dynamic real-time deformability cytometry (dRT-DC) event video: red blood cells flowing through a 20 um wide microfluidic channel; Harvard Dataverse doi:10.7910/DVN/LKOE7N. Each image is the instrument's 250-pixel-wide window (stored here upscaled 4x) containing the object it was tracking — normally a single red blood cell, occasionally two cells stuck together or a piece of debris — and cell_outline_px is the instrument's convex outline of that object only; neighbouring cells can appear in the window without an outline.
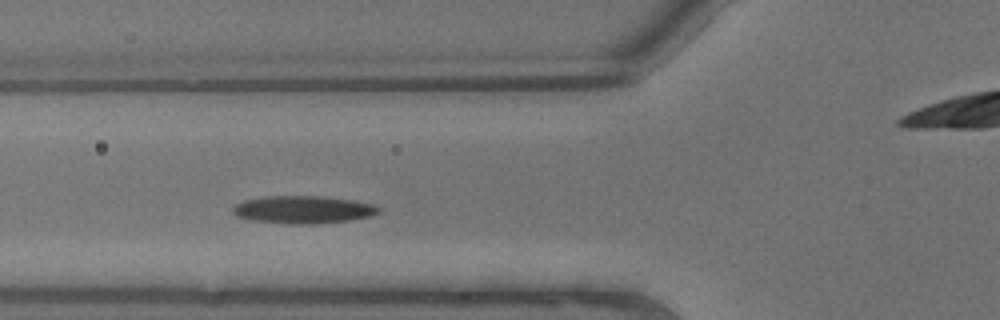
{"species": "common noctule bat (a hibernating species)", "species_latin": "Nyctalus noctula", "temperature_condition": "warm", "stored_images_in_passage": 6, "segment_of_instrument_passage": [1, 2], "camera_frame_rate_fps": 3000, "um_per_image_px": 0.085, "animal": {"sex": "male", "body_mass_g": 13.3}, "frame": {"image": 1, "passage_image": 5, "time_ms": 1.333, "image_size_px": [1000, 320], "cell_outline_px": [[380, 212], [372, 216], [348, 220], [316, 224], [292, 224], [256, 220], [236, 216], [232, 212], [232, 208], [236, 204], [244, 200], [264, 196], [324, 196], [352, 200], [376, 204], [380, 208]], "centroid_in_image_um": [25.81, 17.81], "position_along_channel_um": 100.0, "area_um2": 23.52}}